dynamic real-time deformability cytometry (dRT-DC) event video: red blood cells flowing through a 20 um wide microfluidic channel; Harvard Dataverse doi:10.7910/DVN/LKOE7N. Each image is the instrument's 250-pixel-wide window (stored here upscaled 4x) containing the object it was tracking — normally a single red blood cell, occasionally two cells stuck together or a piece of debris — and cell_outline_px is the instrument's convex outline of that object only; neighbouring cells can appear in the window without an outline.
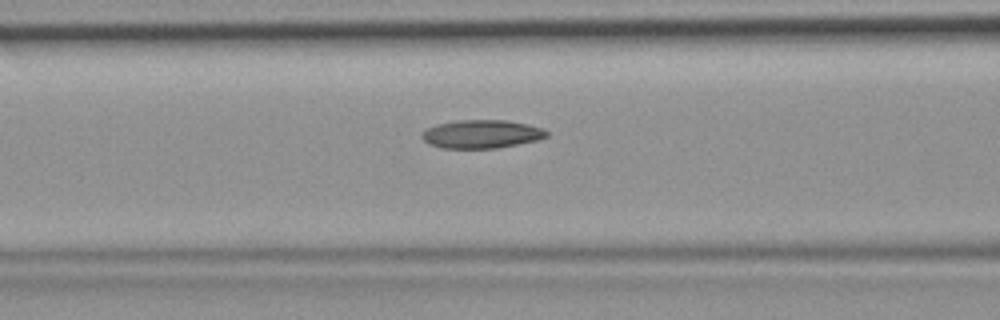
{"species": "common noctule bat (a hibernating species)", "species_latin": "Nyctalus noctula", "temperature_condition": "room temperature", "stored_images_in_passage": 47, "camera_frame_rate_fps": 3000, "um_per_image_px": 0.085, "animal": {"sex": "female", "body_mass_g": 19.9}, "frame": {"image": 1, "passage_image": 19, "time_ms": 6.0, "image_size_px": [1000, 320], "cell_outline_px": [[548, 136], [540, 140], [496, 148], [444, 148], [428, 144], [420, 136], [420, 132], [424, 128], [436, 124], [456, 120], [508, 120], [528, 124], [544, 128], [548, 132]], "centroid_in_image_um": [40.92, 11.38], "position_along_channel_um": 125.7, "area_um2": 20.98}}
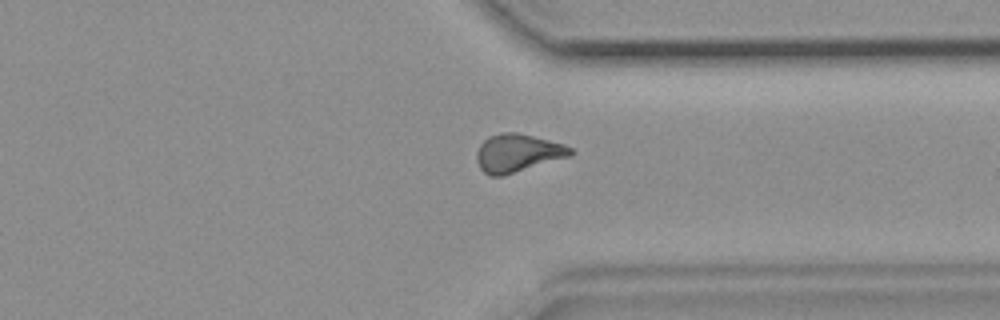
{"frame": {"image": 2, "passage_image": 36, "time_ms": 11.667, "image_size_px": [1000, 320], "cell_outline_px": [[576, 152], [572, 156], [504, 176], [488, 176], [480, 168], [476, 160], [476, 152], [480, 144], [488, 136], [500, 132], [516, 132], [564, 144], [572, 148]], "centroid_in_image_um": [44.0, 13.02], "position_along_channel_um": 367.4, "area_um2": 21.15}}
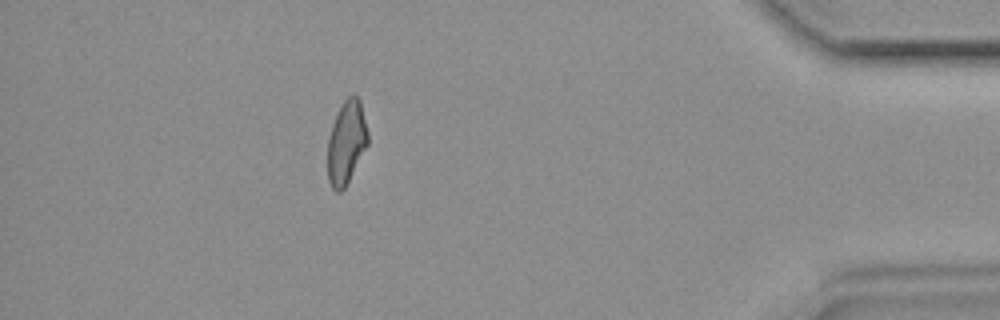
{"frame": {"image": 3, "passage_image": 42, "time_ms": 13.667, "image_size_px": [1000, 320], "cell_outline_px": [[368, 144], [344, 188], [340, 192], [336, 192], [332, 188], [328, 180], [328, 136], [332, 124], [344, 100], [348, 96], [356, 96], [360, 100], [368, 132]], "centroid_in_image_um": [29.44, 12.11], "position_along_channel_um": 405.8, "area_um2": 19.25}}